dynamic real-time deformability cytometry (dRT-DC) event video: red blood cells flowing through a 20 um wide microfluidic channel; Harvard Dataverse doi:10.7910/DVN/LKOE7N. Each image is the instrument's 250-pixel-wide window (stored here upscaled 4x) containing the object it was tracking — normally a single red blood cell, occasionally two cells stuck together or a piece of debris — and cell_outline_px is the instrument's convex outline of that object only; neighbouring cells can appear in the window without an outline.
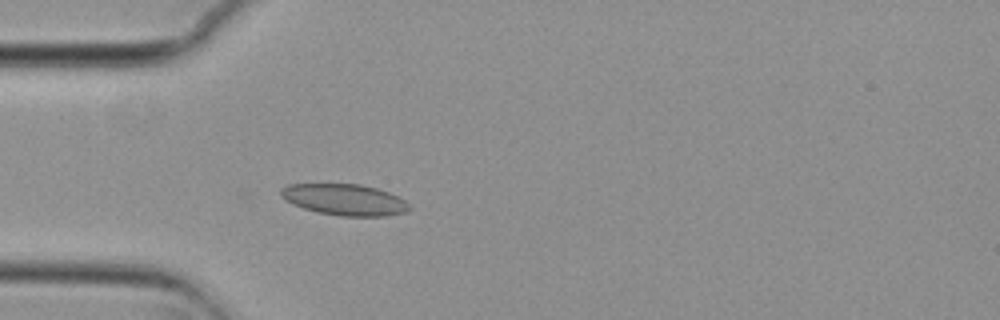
{"species": "common noctule bat (a hibernating species)", "species_latin": "Nyctalus noctula", "temperature_condition": "cold", "stored_images_in_passage": 11, "camera_frame_rate_fps": 3000, "um_per_image_px": 0.085, "animal": {"sex": "female", "body_mass_g": 29.2, "forearm_length_mm": 56.3}, "frame": {"image": 1, "passage_image": 11, "time_ms": 3.333, "image_size_px": [1000, 320], "cell_outline_px": [[412, 208], [408, 212], [388, 216], [340, 216], [316, 212], [292, 204], [284, 200], [280, 196], [280, 188], [288, 184], [360, 184], [376, 188], [388, 192], [404, 200]], "centroid_in_image_um": [29.27, 16.98], "position_along_channel_um": 55.7, "area_um2": 23.58}}